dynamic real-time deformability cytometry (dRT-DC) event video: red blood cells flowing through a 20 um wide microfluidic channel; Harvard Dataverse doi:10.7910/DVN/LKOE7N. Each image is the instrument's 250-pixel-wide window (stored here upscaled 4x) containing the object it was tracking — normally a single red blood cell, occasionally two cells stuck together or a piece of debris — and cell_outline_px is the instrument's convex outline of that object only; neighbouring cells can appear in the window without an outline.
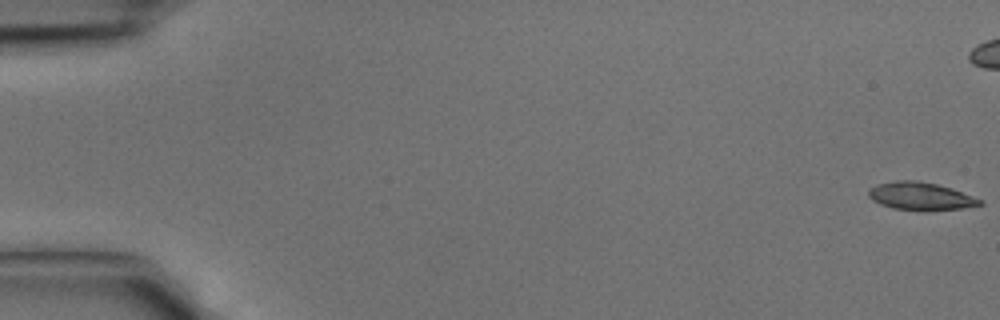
{"species": "common noctule bat (a hibernating species)", "species_latin": "Nyctalus noctula", "temperature_condition": "cold", "stored_images_in_passage": 44, "camera_frame_rate_fps": 3000, "um_per_image_px": 0.085, "animal": {"sex": "male", "body_mass_g": 15.6}, "frame": {"image": 1, "passage_image": 1, "time_ms": 0.0, "image_size_px": [1000, 320], "cell_outline_px": [[984, 204], [964, 208], [928, 212], [892, 208], [880, 204], [872, 200], [868, 196], [868, 188], [876, 184], [896, 180], [916, 180], [936, 184], [952, 188], [984, 200]], "centroid_in_image_um": [78.26, 16.69], "position_along_channel_um": 6.7, "area_um2": 18.55}}
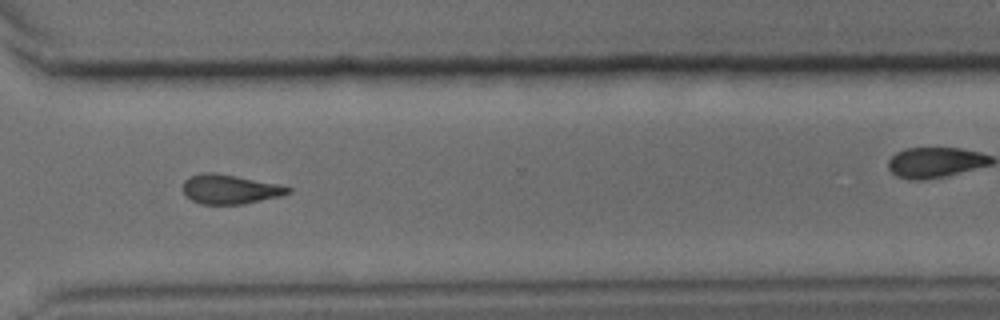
{"frame": {"image": 2, "passage_image": 32, "time_ms": 10.333, "image_size_px": [1000, 320], "cell_outline_px": [[292, 192], [280, 196], [244, 204], [200, 204], [192, 200], [184, 192], [184, 180], [188, 176], [200, 172], [212, 172], [236, 176], [280, 184], [292, 188]], "centroid_in_image_um": [19.56, 16.07], "position_along_channel_um": 351.0, "area_um2": 18.03}}
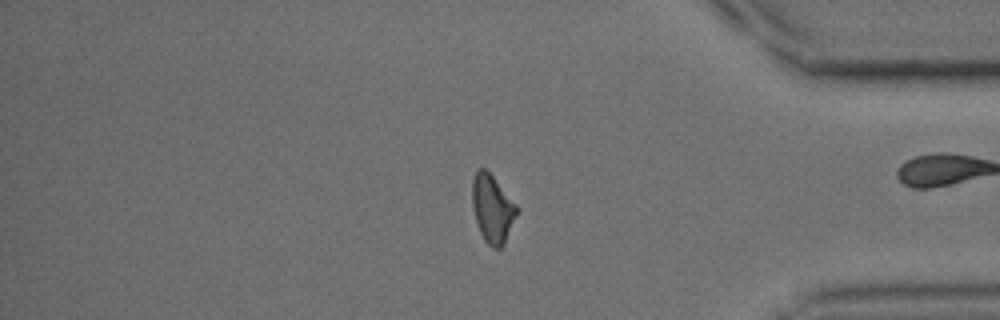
{"frame": {"image": 3, "passage_image": 36, "time_ms": 11.667, "image_size_px": [1000, 320], "cell_outline_px": [[520, 208], [504, 244], [500, 248], [492, 248], [484, 240], [480, 232], [476, 220], [472, 204], [472, 180], [476, 168], [484, 168], [492, 176]], "centroid_in_image_um": [41.86, 17.73], "position_along_channel_um": 393.3, "area_um2": 17.63}}